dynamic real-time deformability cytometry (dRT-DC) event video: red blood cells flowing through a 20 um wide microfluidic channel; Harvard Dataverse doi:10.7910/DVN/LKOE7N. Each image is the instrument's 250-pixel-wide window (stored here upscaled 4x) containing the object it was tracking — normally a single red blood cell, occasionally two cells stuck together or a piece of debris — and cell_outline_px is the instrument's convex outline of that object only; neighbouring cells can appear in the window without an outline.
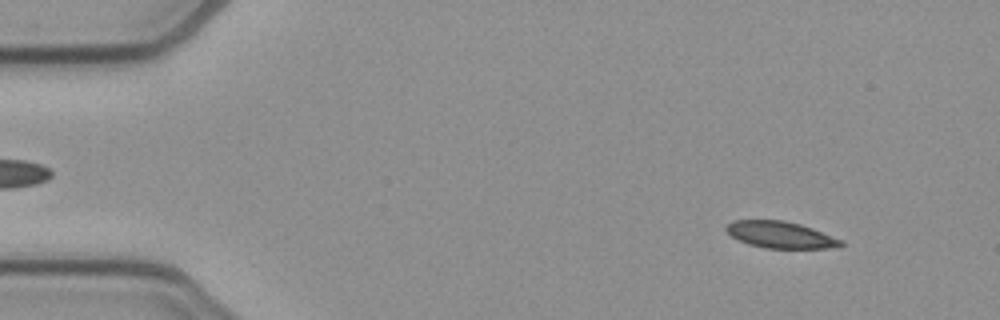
{"species": "common noctule bat (a hibernating species)", "species_latin": "Nyctalus noctula", "temperature_condition": "cold", "stored_images_in_passage": 52, "camera_frame_rate_fps": 3000, "um_per_image_px": 0.085, "animal": {"sex": "female", "body_mass_g": 21.9}, "frame": {"image": 1, "passage_image": 5, "time_ms": 1.333, "image_size_px": [1000, 320], "cell_outline_px": [[844, 244], [840, 248], [764, 248], [748, 244], [732, 236], [724, 228], [732, 220], [784, 220], [800, 224], [812, 228], [844, 240]], "centroid_in_image_um": [66.39, 19.96], "position_along_channel_um": 18.6, "area_um2": 17.92}}
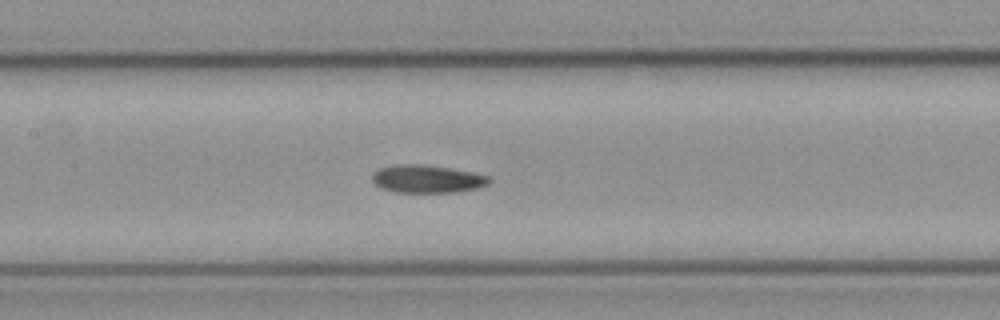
{"frame": {"image": 2, "passage_image": 24, "time_ms": 7.667, "image_size_px": [1000, 320], "cell_outline_px": [[492, 180], [488, 184], [476, 188], [456, 192], [396, 192], [380, 188], [372, 180], [372, 176], [380, 168], [392, 164], [420, 164], [448, 168], [472, 172], [492, 176]], "centroid_in_image_um": [36.32, 15.2], "position_along_channel_um": 171.1, "area_um2": 18.96}}
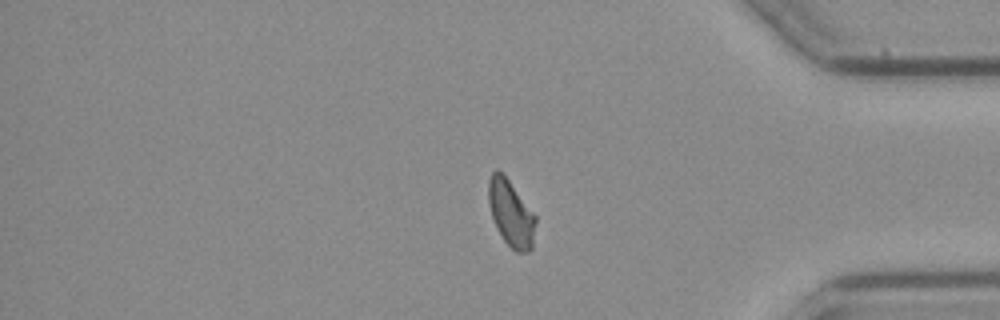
{"frame": {"image": 3, "passage_image": 43, "time_ms": 14.0, "image_size_px": [1000, 320], "cell_outline_px": [[536, 220], [532, 248], [528, 252], [516, 252], [504, 240], [496, 228], [492, 216], [488, 200], [488, 180], [492, 172], [496, 168], [508, 180], [536, 216]], "centroid_in_image_um": [43.42, 18.15], "position_along_channel_um": 391.8, "area_um2": 17.98}, "authors_computed_cell_mechanics": {"area_um2": 18.6405, "velocity_mm_per_s": 3.873, "shape_relaxation_time_tau1_ms": 7.5, "shape_relaxation_time_tau2_ms": 6.8202, "deformation_change_tau1": 0.1632, "deformation_change_tau2": 0.1306}}